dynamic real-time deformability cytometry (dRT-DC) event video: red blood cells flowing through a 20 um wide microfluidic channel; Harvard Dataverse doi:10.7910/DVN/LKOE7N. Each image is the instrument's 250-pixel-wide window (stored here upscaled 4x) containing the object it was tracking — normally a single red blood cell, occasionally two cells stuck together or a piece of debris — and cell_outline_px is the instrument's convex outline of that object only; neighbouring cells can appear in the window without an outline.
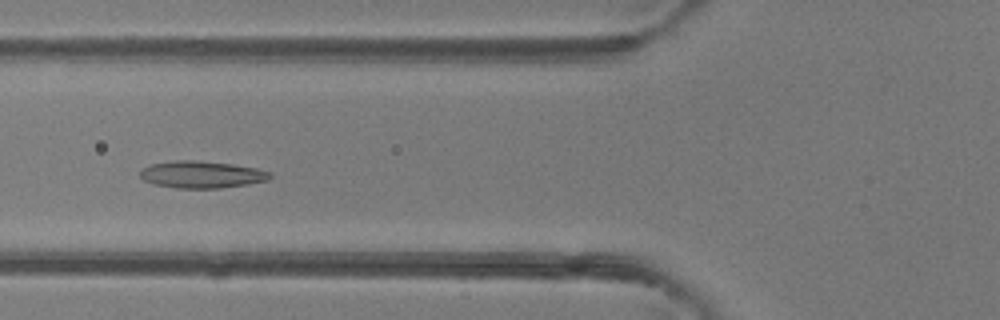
{"species": "common noctule bat (a hibernating species)", "species_latin": "Nyctalus noctula", "temperature_condition": "room temperature", "stored_images_in_passage": 40, "camera_frame_rate_fps": 3000, "um_per_image_px": 0.085, "animal": {"sex": "female"}, "frame": {"image": 1, "passage_image": 19, "time_ms": 6.0, "image_size_px": [1000, 320], "cell_outline_px": [[272, 176], [268, 180], [248, 184], [220, 188], [176, 188], [156, 184], [144, 180], [140, 176], [140, 172], [148, 164], [176, 160], [196, 160], [232, 164], [256, 168], [272, 172]], "centroid_in_image_um": [17.16, 14.83], "position_along_channel_um": 108.6, "area_um2": 20.46}}
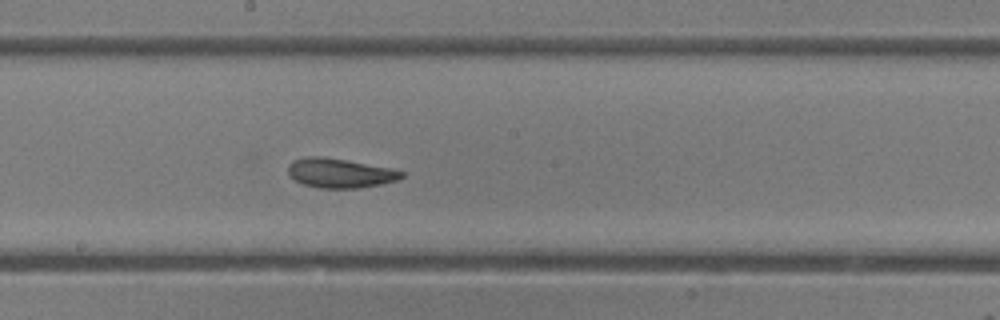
{"frame": {"image": 2, "passage_image": 27, "time_ms": 8.667, "image_size_px": [1000, 320], "cell_outline_px": [[404, 176], [400, 180], [360, 188], [320, 188], [304, 184], [296, 180], [288, 172], [288, 164], [292, 160], [304, 156], [320, 156], [392, 168], [404, 172]], "centroid_in_image_um": [28.91, 14.71], "position_along_channel_um": 219.3, "area_um2": 19.42}}
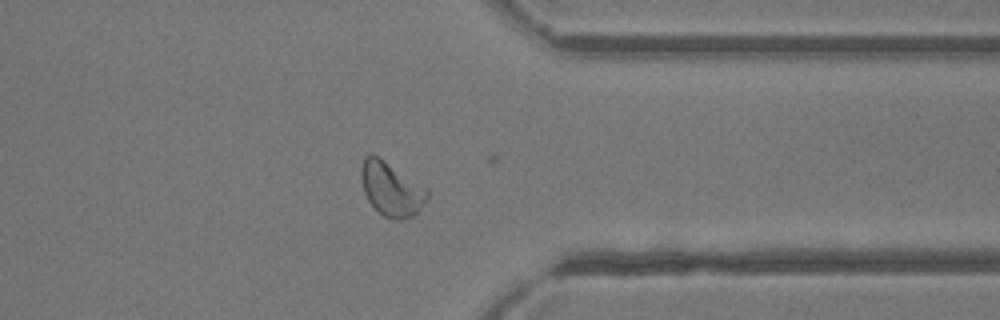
{"frame": {"image": 3, "passage_image": 39, "time_ms": 12.667, "image_size_px": [1000, 320], "cell_outline_px": [[428, 196], [424, 204], [412, 216], [400, 220], [392, 220], [384, 216], [368, 200], [364, 192], [360, 176], [360, 168], [364, 156], [368, 152], [372, 152], [380, 156], [428, 188]], "centroid_in_image_um": [33.24, 16.01], "position_along_channel_um": 378.2, "area_um2": 21.15}, "authors_computed_cell_mechanics": {"area_um2": 20.4612, "velocity_mm_per_s": 4.1341, "shape_relaxation_time_tau1_ms": 3.6521, "shape_relaxation_time_tau2_ms": 1.988, "deformation_change_tau1": 0.1386, "deformation_change_tau2": 0.0847}}